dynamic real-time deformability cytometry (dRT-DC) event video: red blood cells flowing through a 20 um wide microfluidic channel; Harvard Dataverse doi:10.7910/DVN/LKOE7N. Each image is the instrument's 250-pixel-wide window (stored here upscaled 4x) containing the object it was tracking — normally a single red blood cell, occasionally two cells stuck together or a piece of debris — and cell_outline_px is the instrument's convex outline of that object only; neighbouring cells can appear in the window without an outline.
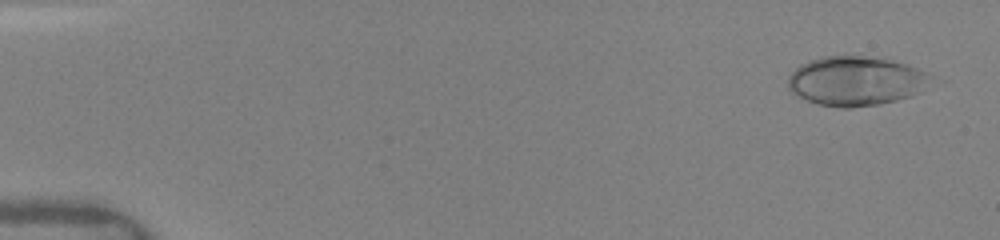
{"species": "human", "species_latin": "Homo sapiens", "temperature_condition": "warm", "stored_images_in_passage": 5, "camera_frame_rate_fps": 3000, "um_per_image_px": 0.085, "donor": {"sex": "female"}, "frame": {"image": 1, "passage_image": 1, "time_ms": 0.0, "image_size_px": [1000, 240], "cell_outline_px": [[928, 76], [908, 96], [896, 100], [880, 104], [852, 108], [840, 108], [816, 104], [796, 96], [788, 88], [788, 76], [800, 64], [808, 60], [824, 56], [860, 56], [892, 60], [908, 64], [924, 72]], "centroid_in_image_um": [72.56, 6.89], "position_along_channel_um": 12.4, "area_um2": 40.17}}
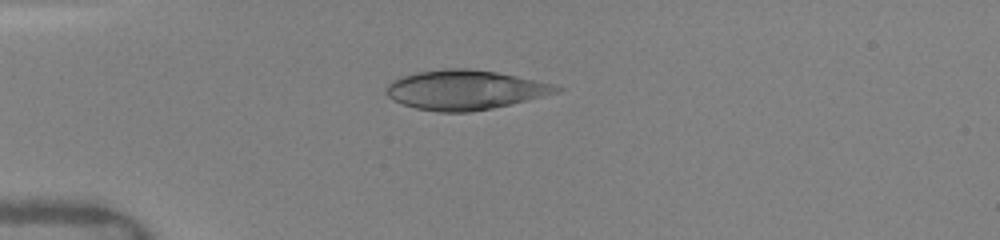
{"frame": {"image": 2, "passage_image": 4, "time_ms": 3.667, "image_size_px": [1000, 240], "cell_outline_px": [[564, 88], [560, 92], [528, 100], [492, 108], [468, 112], [440, 112], [416, 108], [392, 100], [384, 92], [388, 84], [392, 80], [400, 76], [416, 72], [444, 68], [472, 68], [496, 72], [516, 76], [552, 84]], "centroid_in_image_um": [39.49, 7.63], "position_along_channel_um": 45.5, "area_um2": 39.25}}